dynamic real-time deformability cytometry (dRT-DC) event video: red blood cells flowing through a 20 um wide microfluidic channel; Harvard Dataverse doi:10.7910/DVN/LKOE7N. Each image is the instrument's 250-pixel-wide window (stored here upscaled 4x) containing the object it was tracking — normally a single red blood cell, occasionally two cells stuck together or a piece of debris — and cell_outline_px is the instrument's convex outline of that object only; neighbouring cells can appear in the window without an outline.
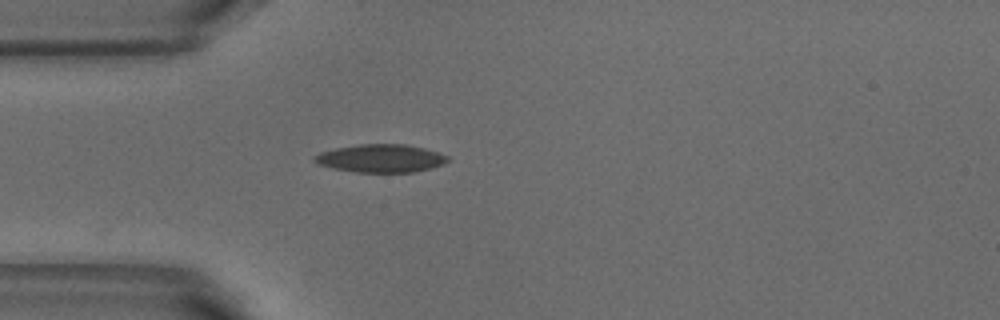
{"species": "common noctule bat (a hibernating species)", "species_latin": "Nyctalus noctula", "temperature_condition": "warm", "stored_images_in_passage": 6, "camera_frame_rate_fps": 3000, "um_per_image_px": 0.085, "animal": {"sex": "male", "body_mass_g": 18.8}, "frame": {"image": 1, "passage_image": 1, "time_ms": 0.0, "image_size_px": [1000, 320], "cell_outline_px": [[448, 160], [444, 164], [432, 168], [416, 172], [356, 172], [332, 168], [316, 164], [312, 160], [312, 156], [320, 152], [336, 148], [360, 144], [404, 144], [424, 148], [448, 156]], "centroid_in_image_um": [32.33, 13.46], "position_along_channel_um": 52.7, "area_um2": 21.85}}
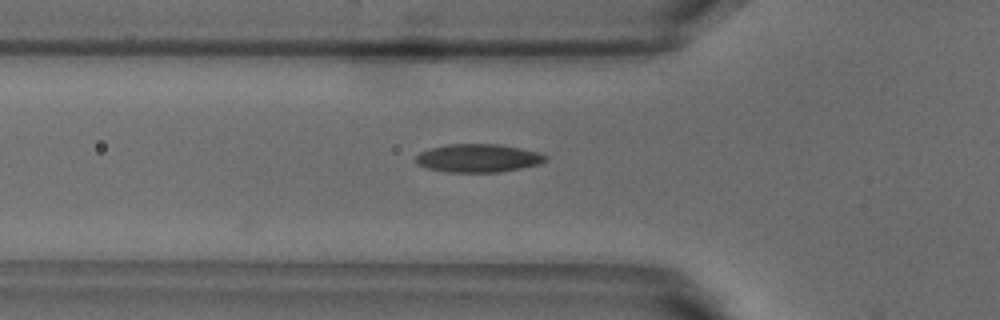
{"frame": {"image": 2, "passage_image": 4, "time_ms": 1.0, "image_size_px": [1000, 320], "cell_outline_px": [[548, 160], [540, 164], [500, 172], [448, 172], [428, 168], [416, 164], [416, 156], [420, 152], [432, 148], [448, 144], [500, 144], [520, 148], [536, 152], [548, 156]], "centroid_in_image_um": [40.66, 13.44], "position_along_channel_um": 85.1, "area_um2": 21.27}}